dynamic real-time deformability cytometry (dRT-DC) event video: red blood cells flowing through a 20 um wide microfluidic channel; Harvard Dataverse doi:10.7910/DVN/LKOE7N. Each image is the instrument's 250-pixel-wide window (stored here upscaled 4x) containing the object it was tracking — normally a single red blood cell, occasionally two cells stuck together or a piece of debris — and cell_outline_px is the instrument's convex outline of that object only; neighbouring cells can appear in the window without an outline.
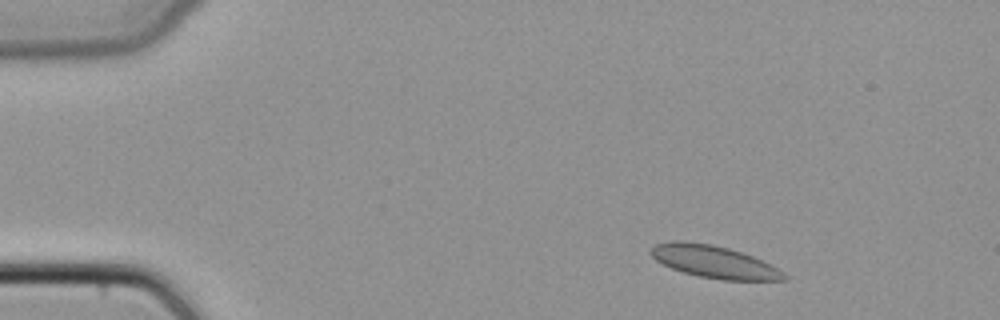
{"species": "common noctule bat (a hibernating species)", "species_latin": "Nyctalus noctula", "temperature_condition": "cold", "stored_images_in_passage": 13, "camera_frame_rate_fps": 3000, "um_per_image_px": 0.085, "animal": {"sex": "female", "body_mass_g": 22.7, "forearm_length_mm": 54.2}, "frame": {"image": 1, "passage_image": 1, "time_ms": 0.0, "image_size_px": [1000, 320], "cell_outline_px": [[788, 280], [724, 280], [696, 276], [672, 268], [656, 260], [648, 252], [656, 244], [672, 240], [684, 240], [712, 244], [728, 248], [752, 256], [784, 272], [788, 276]], "centroid_in_image_um": [60.67, 22.24], "position_along_channel_um": 24.3, "area_um2": 25.03}}
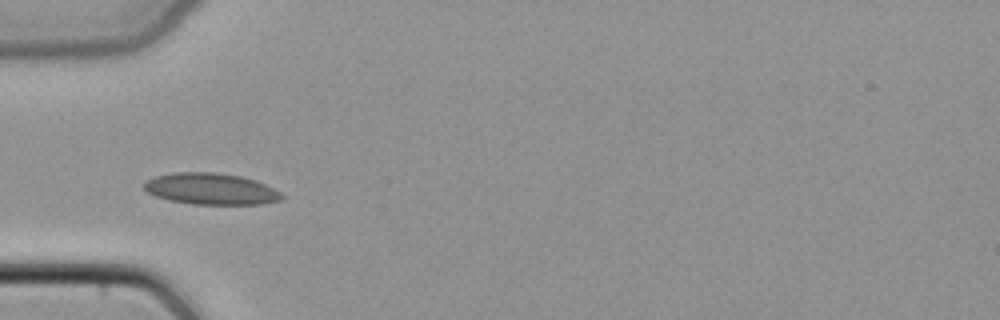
{"frame": {"image": 2, "passage_image": 10, "time_ms": 3.0, "image_size_px": [1000, 320], "cell_outline_px": [[284, 196], [280, 200], [260, 204], [192, 204], [168, 200], [156, 196], [148, 192], [144, 188], [144, 180], [156, 176], [172, 172], [216, 172], [240, 176], [256, 180], [280, 192]], "centroid_in_image_um": [17.89, 16.05], "position_along_channel_um": 67.1, "area_um2": 25.2}}
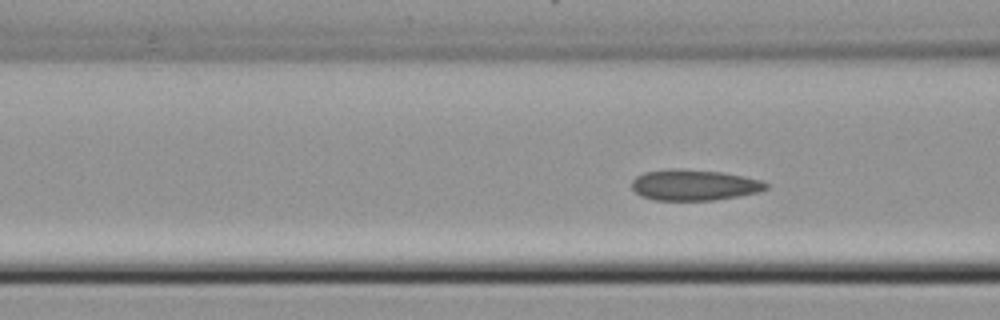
{"frame": {"image": 3, "passage_image": 13, "time_ms": 4.0, "image_size_px": [1000, 320], "cell_outline_px": [[768, 188], [760, 192], [716, 200], [652, 200], [640, 196], [632, 188], [632, 180], [636, 176], [644, 172], [668, 168], [680, 168], [720, 172], [744, 176], [760, 180], [768, 184]], "centroid_in_image_um": [58.98, 15.72], "position_along_channel_um": 107.6, "area_um2": 24.39}}